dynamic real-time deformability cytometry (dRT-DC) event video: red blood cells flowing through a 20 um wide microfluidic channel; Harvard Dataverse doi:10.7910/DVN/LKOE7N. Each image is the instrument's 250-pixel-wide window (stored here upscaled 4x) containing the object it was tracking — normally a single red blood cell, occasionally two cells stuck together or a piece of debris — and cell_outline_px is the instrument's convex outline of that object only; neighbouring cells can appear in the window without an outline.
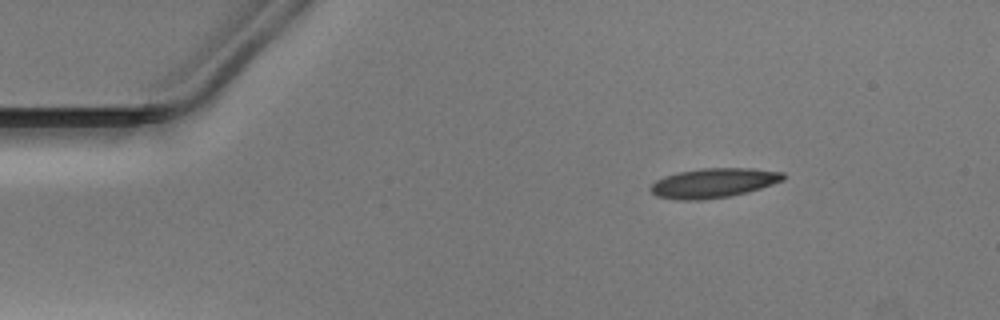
{"species": "Egyptian fruit bat (a non-hibernating species)", "species_latin": "Rousettus aegyptiacus", "temperature_condition": "warm", "stored_images_in_passage": 44, "camera_frame_rate_fps": 3000, "um_per_image_px": 0.085, "animal": {"sex": "male"}, "frame": {"image": 1, "passage_image": 1, "time_ms": 0.0, "image_size_px": [1000, 320], "cell_outline_px": [[784, 180], [748, 192], [728, 196], [704, 200], [676, 200], [656, 196], [648, 188], [656, 180], [664, 176], [676, 172], [700, 168], [752, 168], [784, 172]], "centroid_in_image_um": [60.61, 15.55], "position_along_channel_um": 24.4, "area_um2": 23.0}}
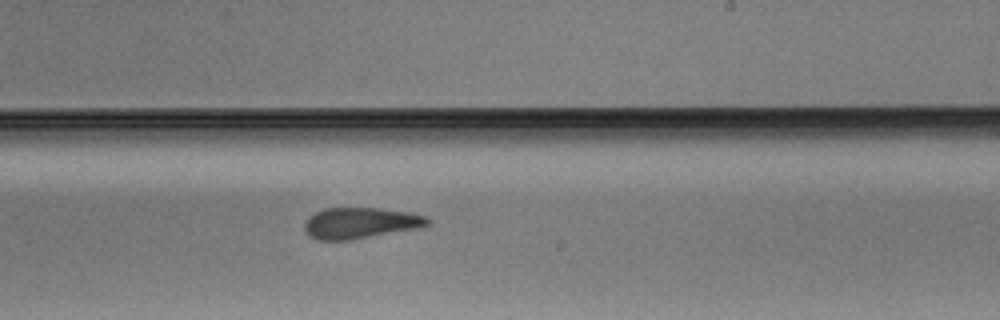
{"frame": {"image": 2, "passage_image": 24, "time_ms": 7.667, "image_size_px": [1000, 320], "cell_outline_px": [[432, 220], [428, 224], [416, 228], [348, 240], [320, 240], [312, 236], [304, 228], [304, 224], [308, 216], [324, 208], [380, 208], [408, 212], [428, 216]], "centroid_in_image_um": [30.64, 18.94], "position_along_channel_um": 258.4, "area_um2": 21.96}}
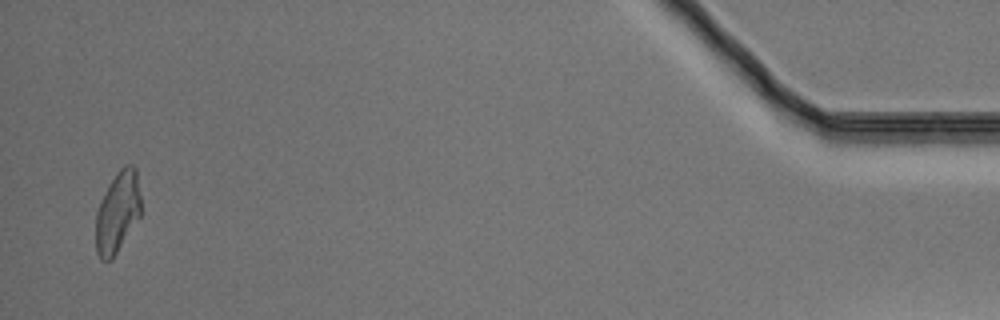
{"frame": {"image": 3, "passage_image": 43, "time_ms": 14.0, "image_size_px": [1000, 320], "cell_outline_px": [[140, 216], [112, 260], [100, 260], [96, 252], [96, 212], [116, 172], [124, 164], [132, 164], [136, 168], [140, 196]], "centroid_in_image_um": [10.0, 18.05], "position_along_channel_um": 425.2, "area_um2": 21.1}}